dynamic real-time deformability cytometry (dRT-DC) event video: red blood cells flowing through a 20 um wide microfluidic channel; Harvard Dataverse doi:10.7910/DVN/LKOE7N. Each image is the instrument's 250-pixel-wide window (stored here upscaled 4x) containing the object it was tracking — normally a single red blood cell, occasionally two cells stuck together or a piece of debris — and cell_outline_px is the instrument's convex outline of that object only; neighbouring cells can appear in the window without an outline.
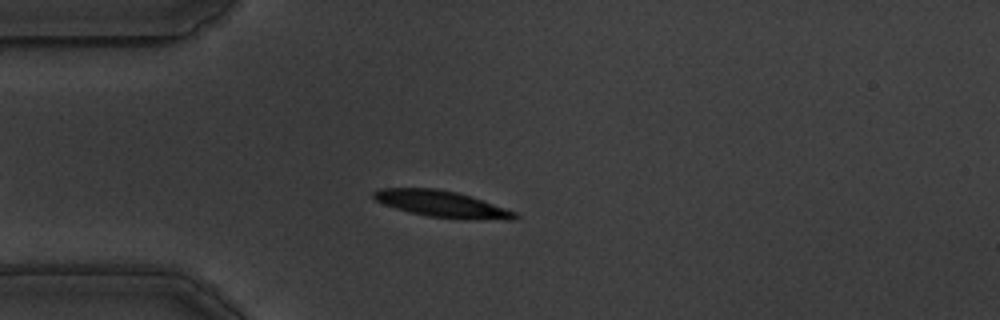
{"species": "common noctule bat (a hibernating species)", "species_latin": "Nyctalus noctula", "temperature_condition": "warm", "stored_images_in_passage": 53, "camera_frame_rate_fps": 3000, "um_per_image_px": 0.085, "animal": {"sex": "male", "body_mass_g": 19.5, "forearm_length_mm": 54.6}, "frame": {"image": 1, "passage_image": 10, "time_ms": 3.0, "image_size_px": [1000, 320], "cell_outline_px": [[520, 216], [512, 220], [508, 220], [428, 216], [408, 212], [384, 204], [376, 200], [372, 196], [372, 192], [384, 188], [436, 188], [456, 192], [516, 212]], "centroid_in_image_um": [37.5, 17.32], "position_along_channel_um": 47.5, "area_um2": 21.04}}
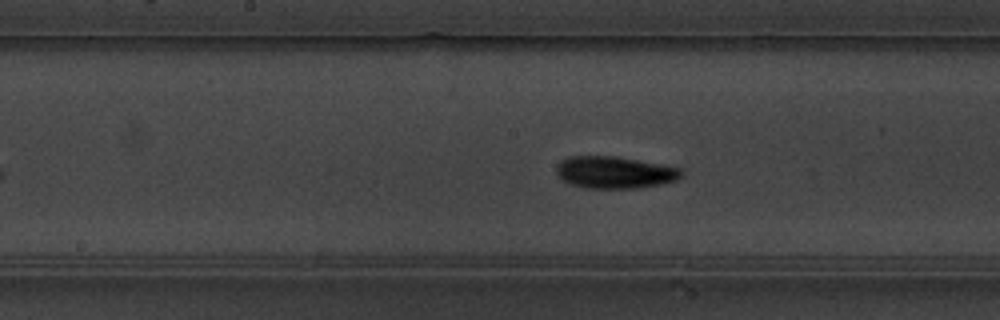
{"frame": {"image": 2, "passage_image": 24, "time_ms": 7.667, "image_size_px": [1000, 320], "cell_outline_px": [[684, 172], [676, 180], [660, 184], [636, 188], [584, 188], [568, 184], [556, 176], [556, 164], [560, 160], [568, 156], [616, 156], [660, 164], [680, 168]], "centroid_in_image_um": [52.16, 14.65], "position_along_channel_um": 196.0, "area_um2": 23.52}}
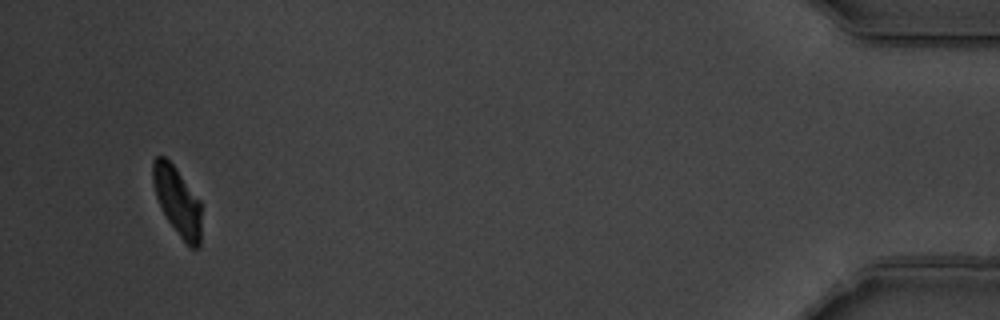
{"frame": {"image": 3, "passage_image": 50, "time_ms": 16.333, "image_size_px": [1000, 320], "cell_outline_px": [[200, 244], [196, 248], [192, 248], [180, 236], [168, 220], [156, 196], [152, 184], [152, 160], [156, 156], [164, 156], [172, 164], [200, 200]], "centroid_in_image_um": [15.05, 17.05], "position_along_channel_um": 420.1, "area_um2": 18.9}, "authors_computed_cell_mechanics": {"area_um2": 21.1548, "velocity_mm_per_s": 3.4799, "shape_relaxation_time_tau1_ms": 2.2571, "shape_relaxation_time_tau2_ms": 4.9535, "deformation_change_tau1": 0.1318, "deformation_change_tau2": 0.1079}}